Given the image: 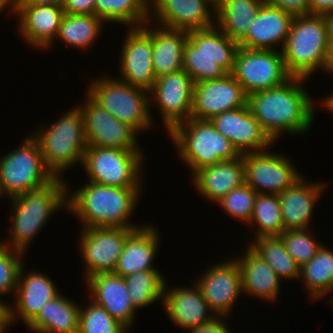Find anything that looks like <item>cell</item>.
Returning <instances> with one entry per match:
<instances>
[{
	"mask_svg": "<svg viewBox=\"0 0 333 333\" xmlns=\"http://www.w3.org/2000/svg\"><path fill=\"white\" fill-rule=\"evenodd\" d=\"M304 81L308 79L291 77L283 85L248 95L251 113L274 142L281 134L302 135L313 124L315 103Z\"/></svg>",
	"mask_w": 333,
	"mask_h": 333,
	"instance_id": "6da1fadb",
	"label": "cell"
},
{
	"mask_svg": "<svg viewBox=\"0 0 333 333\" xmlns=\"http://www.w3.org/2000/svg\"><path fill=\"white\" fill-rule=\"evenodd\" d=\"M66 211L77 217L83 228H136L129 222L137 207L142 188H121L89 182L70 193Z\"/></svg>",
	"mask_w": 333,
	"mask_h": 333,
	"instance_id": "7a4b0ae2",
	"label": "cell"
},
{
	"mask_svg": "<svg viewBox=\"0 0 333 333\" xmlns=\"http://www.w3.org/2000/svg\"><path fill=\"white\" fill-rule=\"evenodd\" d=\"M67 181L55 176L48 183L25 194L10 198L12 207L11 228L3 245L25 254L29 244L57 211L67 208ZM62 208V209H61ZM38 233V234H37ZM7 240V241H6Z\"/></svg>",
	"mask_w": 333,
	"mask_h": 333,
	"instance_id": "3957f363",
	"label": "cell"
},
{
	"mask_svg": "<svg viewBox=\"0 0 333 333\" xmlns=\"http://www.w3.org/2000/svg\"><path fill=\"white\" fill-rule=\"evenodd\" d=\"M281 53L291 77L309 80L319 69L332 75L333 51L325 15L294 16Z\"/></svg>",
	"mask_w": 333,
	"mask_h": 333,
	"instance_id": "277c9868",
	"label": "cell"
},
{
	"mask_svg": "<svg viewBox=\"0 0 333 333\" xmlns=\"http://www.w3.org/2000/svg\"><path fill=\"white\" fill-rule=\"evenodd\" d=\"M75 106L47 129L39 128L31 135L38 143L44 162L54 176L61 177L62 172L70 167L79 162L83 164L88 145L83 114L79 106Z\"/></svg>",
	"mask_w": 333,
	"mask_h": 333,
	"instance_id": "5b68a950",
	"label": "cell"
},
{
	"mask_svg": "<svg viewBox=\"0 0 333 333\" xmlns=\"http://www.w3.org/2000/svg\"><path fill=\"white\" fill-rule=\"evenodd\" d=\"M238 47V43L226 36L217 25L189 31L183 70L194 84L222 78L232 73Z\"/></svg>",
	"mask_w": 333,
	"mask_h": 333,
	"instance_id": "8992f818",
	"label": "cell"
},
{
	"mask_svg": "<svg viewBox=\"0 0 333 333\" xmlns=\"http://www.w3.org/2000/svg\"><path fill=\"white\" fill-rule=\"evenodd\" d=\"M168 134L178 156L189 166L192 175L202 167L241 156L211 120L190 118L174 126Z\"/></svg>",
	"mask_w": 333,
	"mask_h": 333,
	"instance_id": "52a82bcc",
	"label": "cell"
},
{
	"mask_svg": "<svg viewBox=\"0 0 333 333\" xmlns=\"http://www.w3.org/2000/svg\"><path fill=\"white\" fill-rule=\"evenodd\" d=\"M88 85L85 92L97 104L139 134L154 124L150 114L153 105L150 102V91L104 75L92 79Z\"/></svg>",
	"mask_w": 333,
	"mask_h": 333,
	"instance_id": "ba28073f",
	"label": "cell"
},
{
	"mask_svg": "<svg viewBox=\"0 0 333 333\" xmlns=\"http://www.w3.org/2000/svg\"><path fill=\"white\" fill-rule=\"evenodd\" d=\"M54 177L30 134L21 145L0 158V197L5 194L10 199L25 194Z\"/></svg>",
	"mask_w": 333,
	"mask_h": 333,
	"instance_id": "9c48e42d",
	"label": "cell"
},
{
	"mask_svg": "<svg viewBox=\"0 0 333 333\" xmlns=\"http://www.w3.org/2000/svg\"><path fill=\"white\" fill-rule=\"evenodd\" d=\"M141 150L87 146L82 167L89 182L121 188H142Z\"/></svg>",
	"mask_w": 333,
	"mask_h": 333,
	"instance_id": "30bf717a",
	"label": "cell"
},
{
	"mask_svg": "<svg viewBox=\"0 0 333 333\" xmlns=\"http://www.w3.org/2000/svg\"><path fill=\"white\" fill-rule=\"evenodd\" d=\"M245 93L275 88L291 76L287 73L281 51L238 47L231 73Z\"/></svg>",
	"mask_w": 333,
	"mask_h": 333,
	"instance_id": "8fae6325",
	"label": "cell"
},
{
	"mask_svg": "<svg viewBox=\"0 0 333 333\" xmlns=\"http://www.w3.org/2000/svg\"><path fill=\"white\" fill-rule=\"evenodd\" d=\"M136 228L90 227L81 229L80 256L85 281L94 275L114 273L126 239Z\"/></svg>",
	"mask_w": 333,
	"mask_h": 333,
	"instance_id": "7c38bea8",
	"label": "cell"
},
{
	"mask_svg": "<svg viewBox=\"0 0 333 333\" xmlns=\"http://www.w3.org/2000/svg\"><path fill=\"white\" fill-rule=\"evenodd\" d=\"M245 183L257 194H281L301 173L288 156L268 150L243 154Z\"/></svg>",
	"mask_w": 333,
	"mask_h": 333,
	"instance_id": "4fadbf2b",
	"label": "cell"
},
{
	"mask_svg": "<svg viewBox=\"0 0 333 333\" xmlns=\"http://www.w3.org/2000/svg\"><path fill=\"white\" fill-rule=\"evenodd\" d=\"M84 101L81 106H78L83 114L88 146L142 150L138 146V139L136 138L139 133L134 128L115 118L87 93Z\"/></svg>",
	"mask_w": 333,
	"mask_h": 333,
	"instance_id": "5bb4252c",
	"label": "cell"
},
{
	"mask_svg": "<svg viewBox=\"0 0 333 333\" xmlns=\"http://www.w3.org/2000/svg\"><path fill=\"white\" fill-rule=\"evenodd\" d=\"M126 33L121 44L119 80L150 91L156 80L152 64L151 22L129 27Z\"/></svg>",
	"mask_w": 333,
	"mask_h": 333,
	"instance_id": "9a60e30c",
	"label": "cell"
},
{
	"mask_svg": "<svg viewBox=\"0 0 333 333\" xmlns=\"http://www.w3.org/2000/svg\"><path fill=\"white\" fill-rule=\"evenodd\" d=\"M193 86L191 77L183 69L156 78L150 90V102L160 110L167 132L191 118Z\"/></svg>",
	"mask_w": 333,
	"mask_h": 333,
	"instance_id": "2e32d148",
	"label": "cell"
},
{
	"mask_svg": "<svg viewBox=\"0 0 333 333\" xmlns=\"http://www.w3.org/2000/svg\"><path fill=\"white\" fill-rule=\"evenodd\" d=\"M149 21L187 32L206 29L216 25V7L208 0H149Z\"/></svg>",
	"mask_w": 333,
	"mask_h": 333,
	"instance_id": "e0dca14e",
	"label": "cell"
},
{
	"mask_svg": "<svg viewBox=\"0 0 333 333\" xmlns=\"http://www.w3.org/2000/svg\"><path fill=\"white\" fill-rule=\"evenodd\" d=\"M229 259L210 265L195 281L212 313L225 318L243 293L239 263L235 258Z\"/></svg>",
	"mask_w": 333,
	"mask_h": 333,
	"instance_id": "ac0fdd59",
	"label": "cell"
},
{
	"mask_svg": "<svg viewBox=\"0 0 333 333\" xmlns=\"http://www.w3.org/2000/svg\"><path fill=\"white\" fill-rule=\"evenodd\" d=\"M248 95L231 73L193 86L191 118L211 120L219 113L247 105Z\"/></svg>",
	"mask_w": 333,
	"mask_h": 333,
	"instance_id": "d6986e66",
	"label": "cell"
},
{
	"mask_svg": "<svg viewBox=\"0 0 333 333\" xmlns=\"http://www.w3.org/2000/svg\"><path fill=\"white\" fill-rule=\"evenodd\" d=\"M211 121L241 155L269 150L275 144L253 116L248 104L219 113Z\"/></svg>",
	"mask_w": 333,
	"mask_h": 333,
	"instance_id": "ffe728a7",
	"label": "cell"
},
{
	"mask_svg": "<svg viewBox=\"0 0 333 333\" xmlns=\"http://www.w3.org/2000/svg\"><path fill=\"white\" fill-rule=\"evenodd\" d=\"M167 286L166 282L162 301L163 310L176 326L189 331L216 317L214 313H211L196 283L191 288L177 286L170 289Z\"/></svg>",
	"mask_w": 333,
	"mask_h": 333,
	"instance_id": "44dd1931",
	"label": "cell"
},
{
	"mask_svg": "<svg viewBox=\"0 0 333 333\" xmlns=\"http://www.w3.org/2000/svg\"><path fill=\"white\" fill-rule=\"evenodd\" d=\"M23 266L19 269L15 304L10 307L12 323L21 317V322L27 326L39 314L42 306L59 294V290L47 275L35 270L27 273Z\"/></svg>",
	"mask_w": 333,
	"mask_h": 333,
	"instance_id": "7402d4cb",
	"label": "cell"
},
{
	"mask_svg": "<svg viewBox=\"0 0 333 333\" xmlns=\"http://www.w3.org/2000/svg\"><path fill=\"white\" fill-rule=\"evenodd\" d=\"M13 13L18 17V30L27 44L38 49L54 45L61 19L62 6L21 4Z\"/></svg>",
	"mask_w": 333,
	"mask_h": 333,
	"instance_id": "603a6c76",
	"label": "cell"
},
{
	"mask_svg": "<svg viewBox=\"0 0 333 333\" xmlns=\"http://www.w3.org/2000/svg\"><path fill=\"white\" fill-rule=\"evenodd\" d=\"M294 16L265 1L239 47L254 50H282Z\"/></svg>",
	"mask_w": 333,
	"mask_h": 333,
	"instance_id": "cb8c5ba5",
	"label": "cell"
},
{
	"mask_svg": "<svg viewBox=\"0 0 333 333\" xmlns=\"http://www.w3.org/2000/svg\"><path fill=\"white\" fill-rule=\"evenodd\" d=\"M85 282L89 298L130 330L136 319V309L128 295L124 277L115 273H102L92 276Z\"/></svg>",
	"mask_w": 333,
	"mask_h": 333,
	"instance_id": "d4e9b609",
	"label": "cell"
},
{
	"mask_svg": "<svg viewBox=\"0 0 333 333\" xmlns=\"http://www.w3.org/2000/svg\"><path fill=\"white\" fill-rule=\"evenodd\" d=\"M323 182H306L302 175L288 189L279 194L284 231L288 229H310V221L316 202L324 193Z\"/></svg>",
	"mask_w": 333,
	"mask_h": 333,
	"instance_id": "484cf974",
	"label": "cell"
},
{
	"mask_svg": "<svg viewBox=\"0 0 333 333\" xmlns=\"http://www.w3.org/2000/svg\"><path fill=\"white\" fill-rule=\"evenodd\" d=\"M193 186L200 196L208 201L218 202L231 190L245 183L243 155L217 164L205 166L193 175Z\"/></svg>",
	"mask_w": 333,
	"mask_h": 333,
	"instance_id": "4316f807",
	"label": "cell"
},
{
	"mask_svg": "<svg viewBox=\"0 0 333 333\" xmlns=\"http://www.w3.org/2000/svg\"><path fill=\"white\" fill-rule=\"evenodd\" d=\"M158 231L149 223L136 229L126 239L114 273L126 277L140 271L158 270L153 264L160 246Z\"/></svg>",
	"mask_w": 333,
	"mask_h": 333,
	"instance_id": "83f0119b",
	"label": "cell"
},
{
	"mask_svg": "<svg viewBox=\"0 0 333 333\" xmlns=\"http://www.w3.org/2000/svg\"><path fill=\"white\" fill-rule=\"evenodd\" d=\"M241 257L235 258L239 263L243 294L260 298L262 301L275 302L281 289V278L273 268L248 246Z\"/></svg>",
	"mask_w": 333,
	"mask_h": 333,
	"instance_id": "f1b7e54d",
	"label": "cell"
},
{
	"mask_svg": "<svg viewBox=\"0 0 333 333\" xmlns=\"http://www.w3.org/2000/svg\"><path fill=\"white\" fill-rule=\"evenodd\" d=\"M152 25V64L156 78L182 70L188 32Z\"/></svg>",
	"mask_w": 333,
	"mask_h": 333,
	"instance_id": "f546056e",
	"label": "cell"
},
{
	"mask_svg": "<svg viewBox=\"0 0 333 333\" xmlns=\"http://www.w3.org/2000/svg\"><path fill=\"white\" fill-rule=\"evenodd\" d=\"M81 304L60 293L46 302L39 314L27 325L35 333H78Z\"/></svg>",
	"mask_w": 333,
	"mask_h": 333,
	"instance_id": "4dcf8cb0",
	"label": "cell"
},
{
	"mask_svg": "<svg viewBox=\"0 0 333 333\" xmlns=\"http://www.w3.org/2000/svg\"><path fill=\"white\" fill-rule=\"evenodd\" d=\"M265 0H221L216 7V25L231 40L239 43Z\"/></svg>",
	"mask_w": 333,
	"mask_h": 333,
	"instance_id": "1f68e13d",
	"label": "cell"
},
{
	"mask_svg": "<svg viewBox=\"0 0 333 333\" xmlns=\"http://www.w3.org/2000/svg\"><path fill=\"white\" fill-rule=\"evenodd\" d=\"M247 246L262 260L266 261L281 280H299L300 266L289 255L280 236L256 237Z\"/></svg>",
	"mask_w": 333,
	"mask_h": 333,
	"instance_id": "d6a6232c",
	"label": "cell"
},
{
	"mask_svg": "<svg viewBox=\"0 0 333 333\" xmlns=\"http://www.w3.org/2000/svg\"><path fill=\"white\" fill-rule=\"evenodd\" d=\"M299 278H302L311 300L322 298L332 292L333 251L322 244L316 255L300 267Z\"/></svg>",
	"mask_w": 333,
	"mask_h": 333,
	"instance_id": "836d02e7",
	"label": "cell"
},
{
	"mask_svg": "<svg viewBox=\"0 0 333 333\" xmlns=\"http://www.w3.org/2000/svg\"><path fill=\"white\" fill-rule=\"evenodd\" d=\"M94 15L105 23L140 27L149 21V0H95Z\"/></svg>",
	"mask_w": 333,
	"mask_h": 333,
	"instance_id": "e575fe53",
	"label": "cell"
},
{
	"mask_svg": "<svg viewBox=\"0 0 333 333\" xmlns=\"http://www.w3.org/2000/svg\"><path fill=\"white\" fill-rule=\"evenodd\" d=\"M103 23L94 14H64L55 41L59 39L62 43L83 51L92 47L100 33H103Z\"/></svg>",
	"mask_w": 333,
	"mask_h": 333,
	"instance_id": "d590c367",
	"label": "cell"
},
{
	"mask_svg": "<svg viewBox=\"0 0 333 333\" xmlns=\"http://www.w3.org/2000/svg\"><path fill=\"white\" fill-rule=\"evenodd\" d=\"M158 270H145L124 277L128 295L136 310L163 301L167 280Z\"/></svg>",
	"mask_w": 333,
	"mask_h": 333,
	"instance_id": "8d00e7d4",
	"label": "cell"
},
{
	"mask_svg": "<svg viewBox=\"0 0 333 333\" xmlns=\"http://www.w3.org/2000/svg\"><path fill=\"white\" fill-rule=\"evenodd\" d=\"M249 225L255 226L254 238L260 236H280L284 231L279 196L276 194H257Z\"/></svg>",
	"mask_w": 333,
	"mask_h": 333,
	"instance_id": "74e56055",
	"label": "cell"
},
{
	"mask_svg": "<svg viewBox=\"0 0 333 333\" xmlns=\"http://www.w3.org/2000/svg\"><path fill=\"white\" fill-rule=\"evenodd\" d=\"M85 307L80 306L78 333H127L128 330L115 320L107 310L91 299Z\"/></svg>",
	"mask_w": 333,
	"mask_h": 333,
	"instance_id": "f35d334b",
	"label": "cell"
},
{
	"mask_svg": "<svg viewBox=\"0 0 333 333\" xmlns=\"http://www.w3.org/2000/svg\"><path fill=\"white\" fill-rule=\"evenodd\" d=\"M310 233V229H288L280 235L287 252L300 267L308 263L322 245Z\"/></svg>",
	"mask_w": 333,
	"mask_h": 333,
	"instance_id": "ab89813d",
	"label": "cell"
},
{
	"mask_svg": "<svg viewBox=\"0 0 333 333\" xmlns=\"http://www.w3.org/2000/svg\"><path fill=\"white\" fill-rule=\"evenodd\" d=\"M257 193L246 183L234 188L217 203L229 216L248 224L253 214Z\"/></svg>",
	"mask_w": 333,
	"mask_h": 333,
	"instance_id": "60d3db41",
	"label": "cell"
},
{
	"mask_svg": "<svg viewBox=\"0 0 333 333\" xmlns=\"http://www.w3.org/2000/svg\"><path fill=\"white\" fill-rule=\"evenodd\" d=\"M1 240V239H0ZM24 253L0 242V297L15 294ZM12 292V293H11Z\"/></svg>",
	"mask_w": 333,
	"mask_h": 333,
	"instance_id": "b9f144b4",
	"label": "cell"
},
{
	"mask_svg": "<svg viewBox=\"0 0 333 333\" xmlns=\"http://www.w3.org/2000/svg\"><path fill=\"white\" fill-rule=\"evenodd\" d=\"M293 16L310 15L309 0H265Z\"/></svg>",
	"mask_w": 333,
	"mask_h": 333,
	"instance_id": "7bdbcfd3",
	"label": "cell"
},
{
	"mask_svg": "<svg viewBox=\"0 0 333 333\" xmlns=\"http://www.w3.org/2000/svg\"><path fill=\"white\" fill-rule=\"evenodd\" d=\"M95 0H64L62 8L64 14L91 15L94 14Z\"/></svg>",
	"mask_w": 333,
	"mask_h": 333,
	"instance_id": "ee69618b",
	"label": "cell"
},
{
	"mask_svg": "<svg viewBox=\"0 0 333 333\" xmlns=\"http://www.w3.org/2000/svg\"><path fill=\"white\" fill-rule=\"evenodd\" d=\"M222 316H216L201 326L190 329L188 333H231Z\"/></svg>",
	"mask_w": 333,
	"mask_h": 333,
	"instance_id": "f6af8a7d",
	"label": "cell"
},
{
	"mask_svg": "<svg viewBox=\"0 0 333 333\" xmlns=\"http://www.w3.org/2000/svg\"><path fill=\"white\" fill-rule=\"evenodd\" d=\"M310 14L326 15L333 9V0H309Z\"/></svg>",
	"mask_w": 333,
	"mask_h": 333,
	"instance_id": "bcb514c9",
	"label": "cell"
},
{
	"mask_svg": "<svg viewBox=\"0 0 333 333\" xmlns=\"http://www.w3.org/2000/svg\"><path fill=\"white\" fill-rule=\"evenodd\" d=\"M0 298V324H12L11 321V307ZM6 303V304H5Z\"/></svg>",
	"mask_w": 333,
	"mask_h": 333,
	"instance_id": "7dc6e473",
	"label": "cell"
},
{
	"mask_svg": "<svg viewBox=\"0 0 333 333\" xmlns=\"http://www.w3.org/2000/svg\"><path fill=\"white\" fill-rule=\"evenodd\" d=\"M328 23L329 45L333 51V9L325 15Z\"/></svg>",
	"mask_w": 333,
	"mask_h": 333,
	"instance_id": "c3c4849f",
	"label": "cell"
},
{
	"mask_svg": "<svg viewBox=\"0 0 333 333\" xmlns=\"http://www.w3.org/2000/svg\"><path fill=\"white\" fill-rule=\"evenodd\" d=\"M64 0H27L23 4L62 6Z\"/></svg>",
	"mask_w": 333,
	"mask_h": 333,
	"instance_id": "681fc988",
	"label": "cell"
},
{
	"mask_svg": "<svg viewBox=\"0 0 333 333\" xmlns=\"http://www.w3.org/2000/svg\"><path fill=\"white\" fill-rule=\"evenodd\" d=\"M27 0H3V2L10 8V12H14L21 4ZM10 6V7H9Z\"/></svg>",
	"mask_w": 333,
	"mask_h": 333,
	"instance_id": "f907efd6",
	"label": "cell"
},
{
	"mask_svg": "<svg viewBox=\"0 0 333 333\" xmlns=\"http://www.w3.org/2000/svg\"><path fill=\"white\" fill-rule=\"evenodd\" d=\"M321 105L333 113V92L330 95H327V97L323 98V100L321 98Z\"/></svg>",
	"mask_w": 333,
	"mask_h": 333,
	"instance_id": "816d5d0a",
	"label": "cell"
},
{
	"mask_svg": "<svg viewBox=\"0 0 333 333\" xmlns=\"http://www.w3.org/2000/svg\"><path fill=\"white\" fill-rule=\"evenodd\" d=\"M11 324H0V333H5V332H7V330H9V326H10Z\"/></svg>",
	"mask_w": 333,
	"mask_h": 333,
	"instance_id": "f5cc1de1",
	"label": "cell"
},
{
	"mask_svg": "<svg viewBox=\"0 0 333 333\" xmlns=\"http://www.w3.org/2000/svg\"><path fill=\"white\" fill-rule=\"evenodd\" d=\"M5 8L10 9V8H8V6L3 2V0H0V12L5 11V10H6Z\"/></svg>",
	"mask_w": 333,
	"mask_h": 333,
	"instance_id": "db71d44e",
	"label": "cell"
},
{
	"mask_svg": "<svg viewBox=\"0 0 333 333\" xmlns=\"http://www.w3.org/2000/svg\"><path fill=\"white\" fill-rule=\"evenodd\" d=\"M210 1L215 7L220 3L221 0H208Z\"/></svg>",
	"mask_w": 333,
	"mask_h": 333,
	"instance_id": "11a10c76",
	"label": "cell"
}]
</instances>
